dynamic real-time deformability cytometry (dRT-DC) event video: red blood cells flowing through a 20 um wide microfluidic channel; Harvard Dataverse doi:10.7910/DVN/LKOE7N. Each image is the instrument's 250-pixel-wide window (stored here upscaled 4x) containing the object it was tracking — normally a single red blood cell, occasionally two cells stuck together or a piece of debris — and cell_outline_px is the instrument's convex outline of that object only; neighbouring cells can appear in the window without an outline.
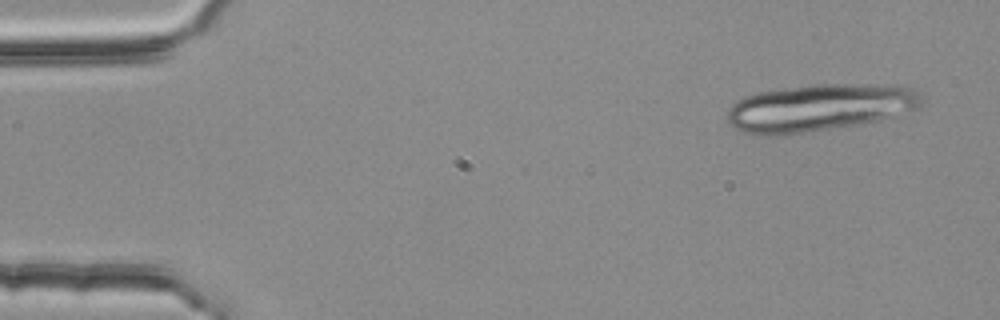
{"species": "common noctule bat (a hibernating species)", "species_latin": "Nyctalus noctula", "temperature_condition": "room temperature", "stored_images_in_passage": 4, "camera_frame_rate_fps": 3000, "um_per_image_px": 0.085, "animal": {"sex": "female", "body_mass_g": 25.1}, "frame": {"image": 1, "passage_image": 1, "time_ms": 0.0, "image_size_px": [1000, 320], "cell_outline_px": [[924, 104], [920, 108], [896, 116], [856, 124], [804, 132], [776, 136], [744, 132], [728, 124], [728, 108], [732, 104], [744, 96], [756, 92], [812, 84], [900, 84], [916, 88], [924, 100]], "centroid_in_image_um": [69.73, 9.12], "position_along_channel_um": 15.3, "area_um2": 53.87}}